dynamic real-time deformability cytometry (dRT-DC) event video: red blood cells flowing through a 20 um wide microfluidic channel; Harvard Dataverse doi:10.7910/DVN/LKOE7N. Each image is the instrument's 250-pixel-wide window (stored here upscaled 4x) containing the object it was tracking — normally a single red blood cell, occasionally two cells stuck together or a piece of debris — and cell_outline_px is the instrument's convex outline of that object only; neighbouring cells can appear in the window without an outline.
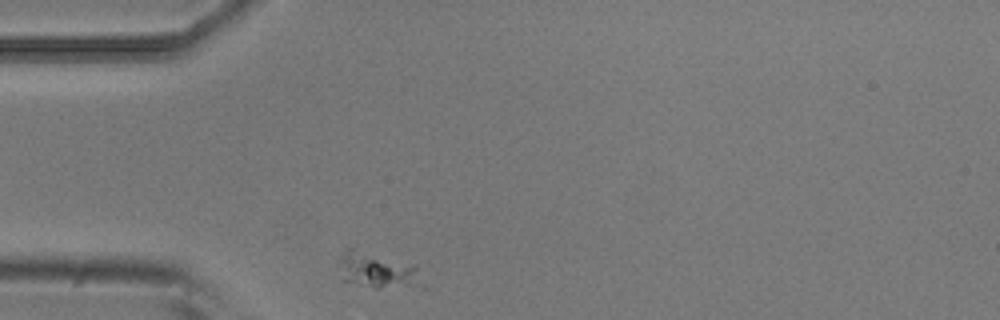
{"species": "common noctule bat (a hibernating species)", "species_latin": "Nyctalus noctula", "temperature_condition": "room temperature", "stored_images_in_passage": 4, "camera_frame_rate_fps": 3000, "um_per_image_px": 0.085, "animal": {"sex": "male", "body_mass_g": 20.5, "forearm_length_mm": 52.5}, "frame": {"image": 1, "passage_image": 1, "time_ms": 0.0, "image_size_px": [1000, 320], "cell_outline_px": [[416, 268], [412, 272], [380, 288], [376, 288], [340, 280], [340, 260], [344, 252], [348, 248], [352, 248], [416, 264]], "centroid_in_image_um": [31.63, 22.83], "position_along_channel_um": 53.4, "area_um2": 14.57}}
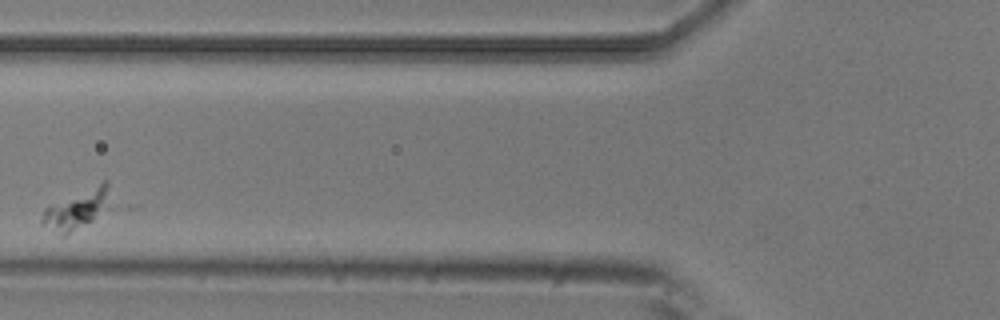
{"frame": {"image": 2, "passage_image": 3, "time_ms": 0.667, "image_size_px": [1000, 320], "cell_outline_px": [[116, 208], [64, 236], [60, 236], [40, 224], [40, 220], [44, 208], [104, 180], [108, 180]], "centroid_in_image_um": [6.68, 17.78], "position_along_channel_um": 119.1, "area_um2": 16.76}}
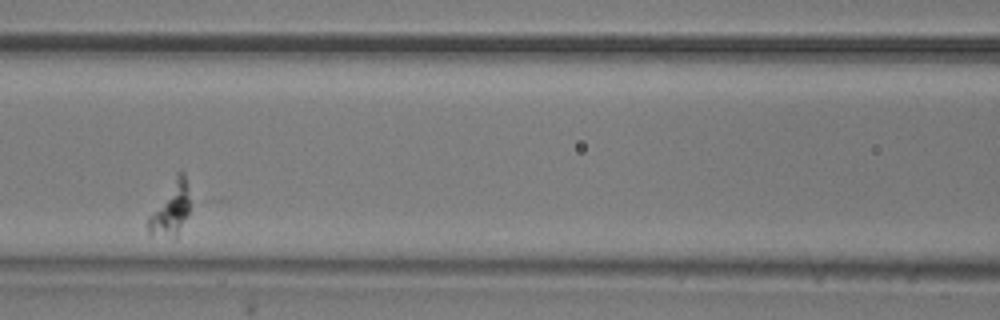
{"frame": {"image": 3, "passage_image": 4, "time_ms": 1.0, "image_size_px": [1000, 320], "cell_outline_px": [[188, 216], [176, 236], [148, 232], [148, 216], [176, 172], [180, 168], [184, 172], [188, 188]], "centroid_in_image_um": [14.51, 17.64], "position_along_channel_um": 152.1, "area_um2": 12.66}}